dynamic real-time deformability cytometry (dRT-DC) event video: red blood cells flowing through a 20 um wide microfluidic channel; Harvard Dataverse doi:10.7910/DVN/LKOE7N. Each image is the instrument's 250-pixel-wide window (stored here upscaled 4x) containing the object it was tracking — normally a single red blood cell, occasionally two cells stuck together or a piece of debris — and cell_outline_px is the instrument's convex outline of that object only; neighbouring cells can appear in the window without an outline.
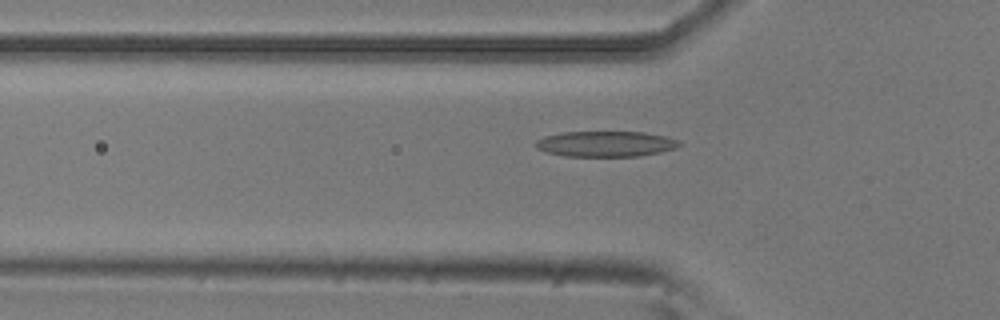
{"species": "common noctule bat (a hibernating species)", "species_latin": "Nyctalus noctula", "temperature_condition": "room temperature", "stored_images_in_passage": 50, "camera_frame_rate_fps": 3000, "um_per_image_px": 0.085, "animal": {"sex": "male", "body_mass_g": 20.5, "forearm_length_mm": 52.5}, "frame": {"image": 1, "passage_image": 17, "time_ms": 5.333, "image_size_px": [1000, 320], "cell_outline_px": [[680, 144], [676, 148], [660, 152], [640, 156], [564, 156], [544, 152], [536, 148], [536, 140], [544, 136], [564, 132], [644, 132], [668, 136], [680, 140]], "centroid_in_image_um": [51.49, 12.23], "position_along_channel_um": 74.3, "area_um2": 21.56}}
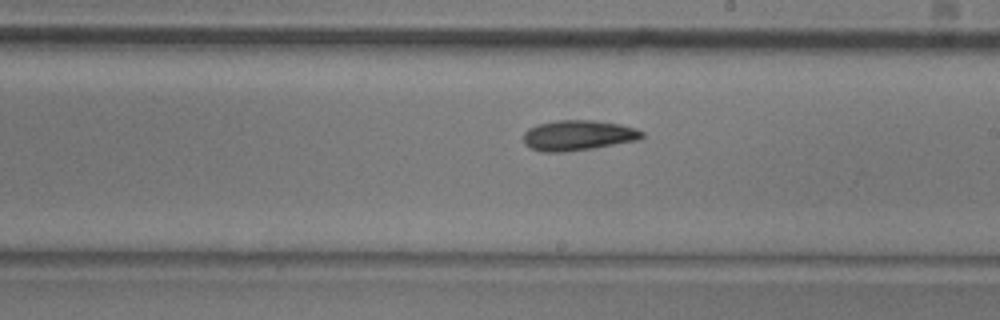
{"frame": {"image": 2, "passage_image": 30, "time_ms": 9.667, "image_size_px": [1000, 320], "cell_outline_px": [[644, 136], [640, 140], [592, 148], [564, 152], [540, 152], [524, 144], [524, 132], [528, 128], [536, 124], [556, 120], [592, 120], [620, 124], [636, 128], [644, 132]], "centroid_in_image_um": [49.14, 11.5], "position_along_channel_um": 239.9, "area_um2": 21.1}}
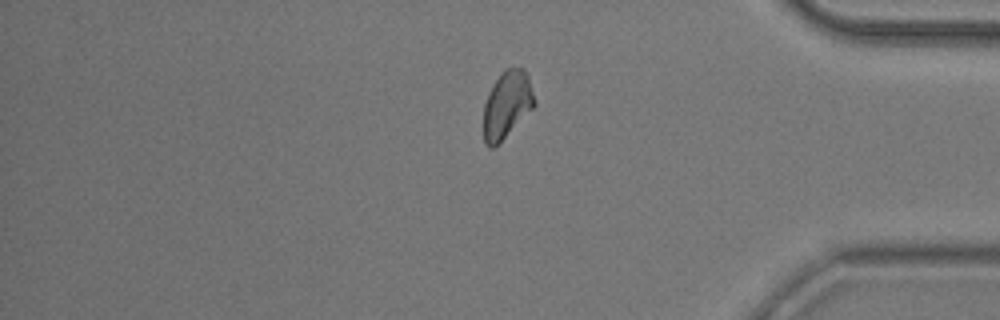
{"frame": {"image": 3, "passage_image": 44, "time_ms": 14.333, "image_size_px": [1000, 320], "cell_outline_px": [[536, 104], [492, 148], [488, 148], [484, 144], [484, 104], [488, 92], [500, 72], [508, 68], [524, 68], [528, 76], [536, 100]], "centroid_in_image_um": [43.08, 8.84], "position_along_channel_um": 392.1, "area_um2": 19.54}, "authors_computed_cell_mechanics": {"area_um2": 20.5479, "velocity_mm_per_s": 3.7934, "shape_relaxation_time_tau1_ms": 7.9133, "shape_relaxation_time_tau2_ms": null, "deformation_change_tau1": 0.188, "deformation_change_tau2": null}}